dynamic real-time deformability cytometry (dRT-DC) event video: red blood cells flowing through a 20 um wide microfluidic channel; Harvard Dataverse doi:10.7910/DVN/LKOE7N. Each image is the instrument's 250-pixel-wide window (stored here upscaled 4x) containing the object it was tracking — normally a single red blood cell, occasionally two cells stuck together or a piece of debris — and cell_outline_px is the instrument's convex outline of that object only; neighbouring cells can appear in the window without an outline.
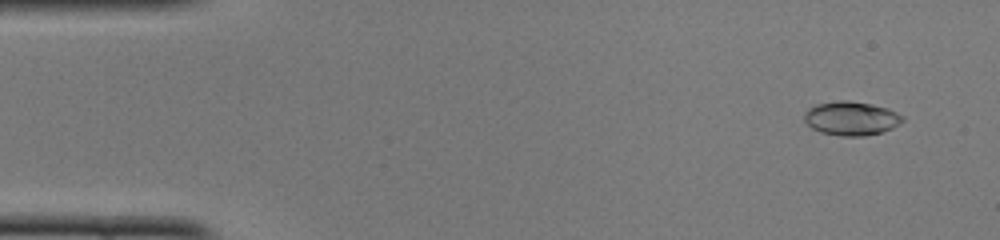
{"species": "common noctule bat (a hibernating species)", "species_latin": "Nyctalus noctula", "temperature_condition": "cold", "stored_images_in_passage": 48, "camera_frame_rate_fps": 3000, "um_per_image_px": 0.085, "animal": {"sex": "female", "body_mass_g": 22.0, "forearm_length_mm": 56.7}, "frame": {"image": 1, "passage_image": 3, "time_ms": 0.667, "image_size_px": [1000, 240], "cell_outline_px": [[904, 120], [892, 128], [880, 132], [864, 136], [840, 136], [820, 132], [812, 128], [804, 120], [804, 112], [808, 108], [816, 104], [840, 100], [848, 100], [872, 104], [888, 108], [904, 116]], "centroid_in_image_um": [72.34, 10.05], "position_along_channel_um": 12.7, "area_um2": 19.48}}
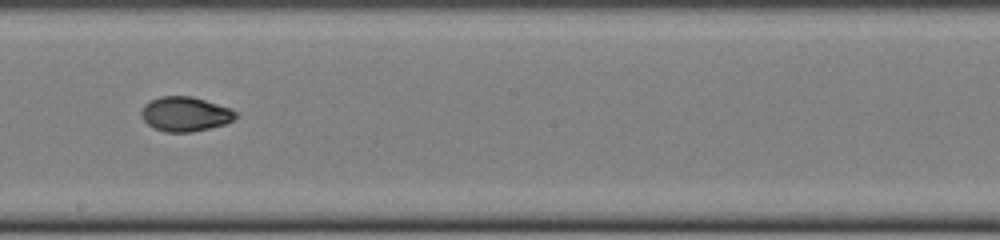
{"frame": {"image": 2, "passage_image": 27, "time_ms": 8.667, "image_size_px": [1000, 240], "cell_outline_px": [[236, 116], [232, 120], [224, 124], [192, 132], [164, 132], [152, 128], [144, 120], [140, 112], [144, 104], [160, 96], [192, 96], [232, 108], [236, 112]], "centroid_in_image_um": [15.72, 9.69], "position_along_channel_um": 232.5, "area_um2": 19.02}}
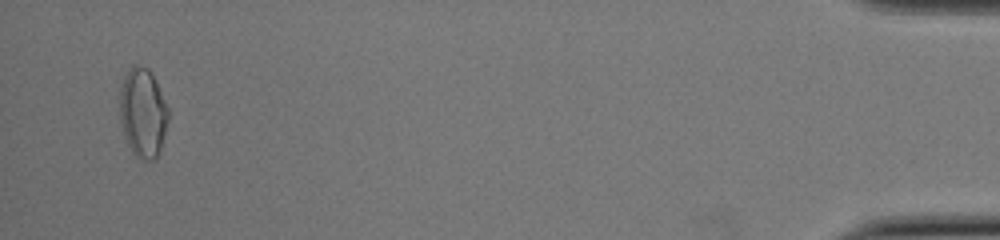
{"frame": {"image": 3, "passage_image": 47, "time_ms": 15.333, "image_size_px": [1000, 240], "cell_outline_px": [[168, 120], [160, 148], [156, 160], [140, 160], [132, 152], [124, 136], [120, 120], [120, 88], [124, 76], [128, 68], [132, 64], [136, 64], [148, 68], [168, 108]], "centroid_in_image_um": [12.11, 9.59], "position_along_channel_um": 423.1, "area_um2": 25.09}, "authors_computed_cell_mechanics": {"area_um2": 19.0162, "velocity_mm_per_s": 4.112, "shape_relaxation_time_tau1_ms": 3.7122, "shape_relaxation_time_tau2_ms": 2.595, "deformation_change_tau1": 0.1478, "deformation_change_tau2": 0.0599}}